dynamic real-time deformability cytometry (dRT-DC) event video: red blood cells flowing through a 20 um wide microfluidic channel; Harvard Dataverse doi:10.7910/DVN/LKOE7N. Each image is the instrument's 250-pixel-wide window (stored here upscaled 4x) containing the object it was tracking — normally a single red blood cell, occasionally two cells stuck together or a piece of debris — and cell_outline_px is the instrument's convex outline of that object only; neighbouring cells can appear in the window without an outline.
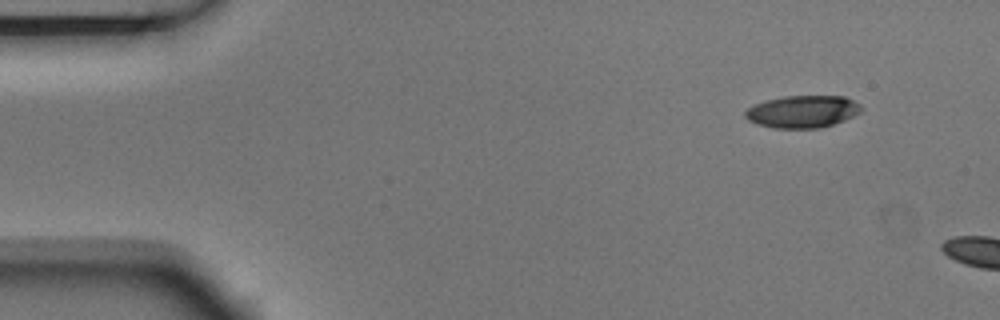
{"species": "Egyptian fruit bat (a non-hibernating species)", "species_latin": "Rousettus aegyptiacus", "temperature_condition": "room temperature", "stored_images_in_passage": 3, "camera_frame_rate_fps": 3000, "um_per_image_px": 0.085, "animal": {"sex": "male"}, "frame": {"image": 1, "passage_image": 1, "time_ms": 0.0, "image_size_px": [1000, 320], "cell_outline_px": [[860, 112], [844, 120], [820, 128], [772, 128], [756, 124], [748, 120], [744, 116], [744, 112], [748, 108], [756, 104], [768, 100], [784, 96], [844, 96], [860, 104]], "centroid_in_image_um": [68.19, 9.49], "position_along_channel_um": 16.8, "area_um2": 21.68}}